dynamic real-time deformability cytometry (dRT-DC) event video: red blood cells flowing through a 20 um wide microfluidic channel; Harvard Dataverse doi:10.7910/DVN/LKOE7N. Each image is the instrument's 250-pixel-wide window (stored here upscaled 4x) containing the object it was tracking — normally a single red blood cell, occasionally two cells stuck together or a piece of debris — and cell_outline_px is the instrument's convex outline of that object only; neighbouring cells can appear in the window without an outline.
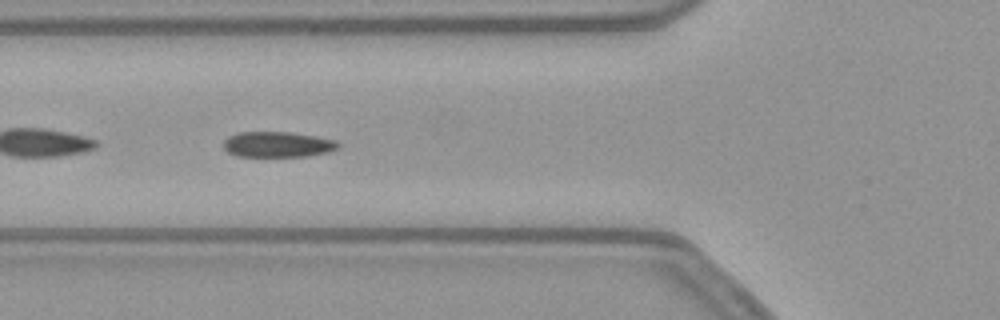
{"species": "common noctule bat (a hibernating species)", "species_latin": "Nyctalus noctula", "temperature_condition": "warm", "stored_images_in_passage": 54, "segment_of_instrument_passage": [2, 2], "camera_frame_rate_fps": 3000, "um_per_image_px": 0.085, "animal": {"sex": "female", "body_mass_g": 21.9}, "frame": {"image": 1, "passage_image": 20, "time_ms": 6.333, "image_size_px": [1000, 320], "cell_outline_px": [[340, 148], [328, 152], [308, 156], [236, 156], [228, 152], [224, 148], [224, 140], [228, 136], [236, 132], [292, 132], [316, 136], [336, 140], [340, 144]], "centroid_in_image_um": [23.62, 12.27], "position_along_channel_um": 102.2, "area_um2": 17.22}}
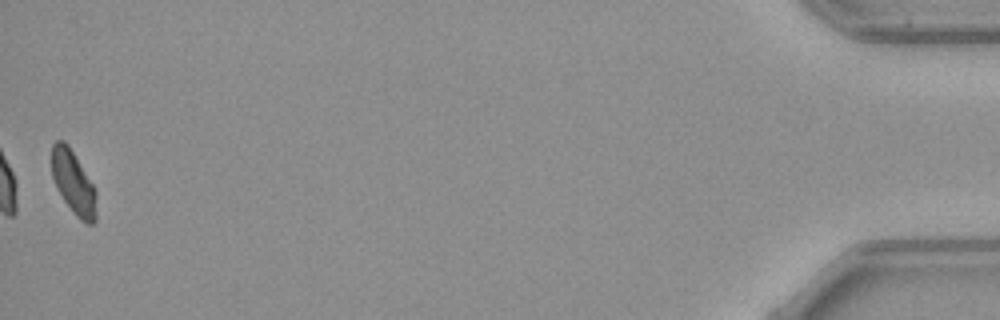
{"frame": {"image": 2, "passage_image": 54, "time_ms": 17.667, "image_size_px": [1000, 320], "cell_outline_px": [[96, 220], [92, 224], [88, 224], [80, 220], [76, 216], [64, 200], [56, 188], [52, 176], [52, 144], [56, 140], [64, 140], [68, 144], [92, 184], [96, 192]], "centroid_in_image_um": [6.23, 15.53], "position_along_channel_um": 429.0, "area_um2": 16.36}}